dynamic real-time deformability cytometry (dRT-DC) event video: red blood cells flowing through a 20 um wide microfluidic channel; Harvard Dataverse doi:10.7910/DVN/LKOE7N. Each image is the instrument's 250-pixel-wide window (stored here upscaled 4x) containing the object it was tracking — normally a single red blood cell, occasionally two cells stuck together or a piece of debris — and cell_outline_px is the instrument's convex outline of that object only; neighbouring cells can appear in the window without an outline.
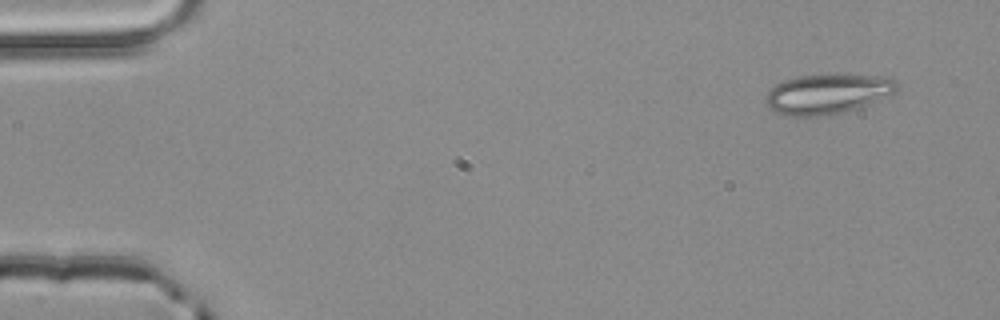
{"species": "common noctule bat (a hibernating species)", "species_latin": "Nyctalus noctula", "temperature_condition": "room temperature", "stored_images_in_passage": 4, "camera_frame_rate_fps": 3000, "um_per_image_px": 0.085, "animal": {"sex": "male", "body_mass_g": 20.4}, "frame": {"image": 1, "passage_image": 1, "time_ms": 0.0, "image_size_px": [1000, 320], "cell_outline_px": [[900, 88], [896, 92], [888, 96], [868, 104], [856, 108], [840, 112], [816, 116], [792, 116], [772, 112], [768, 108], [764, 100], [764, 96], [776, 84], [784, 80], [800, 76], [884, 76], [896, 80], [900, 84]], "centroid_in_image_um": [70.32, 8.0], "position_along_channel_um": 14.7, "area_um2": 30.11}}